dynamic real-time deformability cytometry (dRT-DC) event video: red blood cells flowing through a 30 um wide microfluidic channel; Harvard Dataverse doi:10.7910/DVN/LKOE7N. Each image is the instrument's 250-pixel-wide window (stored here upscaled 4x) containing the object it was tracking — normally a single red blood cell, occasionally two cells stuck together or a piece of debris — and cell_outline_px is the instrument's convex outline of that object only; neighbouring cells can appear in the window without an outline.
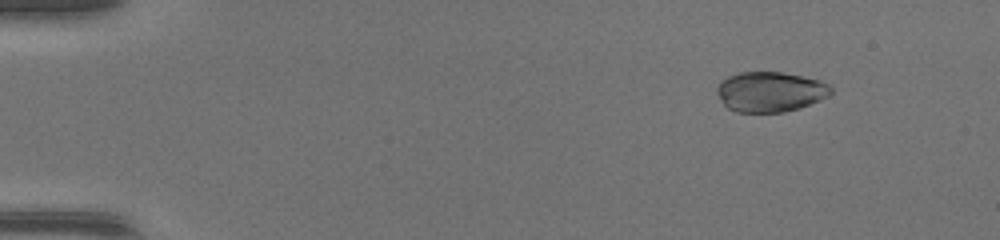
{"species": "common noctule bat (a hibernating species)", "species_latin": "Nyctalus noctula", "temperature_condition": "warm", "stored_images_in_passage": 47, "camera_frame_rate_fps": 3000, "um_per_image_px": 0.085, "animal": {"sex": "female", "body_mass_g": 17.0, "forearm_length_mm": 48.0}, "frame": {"image": 1, "passage_image": 6, "time_ms": 1.667, "image_size_px": [1000, 240], "cell_outline_px": [[832, 92], [828, 96], [820, 100], [800, 108], [784, 112], [736, 112], [728, 108], [724, 104], [716, 92], [716, 88], [720, 80], [728, 76], [740, 72], [780, 72], [820, 80], [828, 84], [832, 88]], "centroid_in_image_um": [65.45, 7.8], "position_along_channel_um": 19.5, "area_um2": 26.7}}
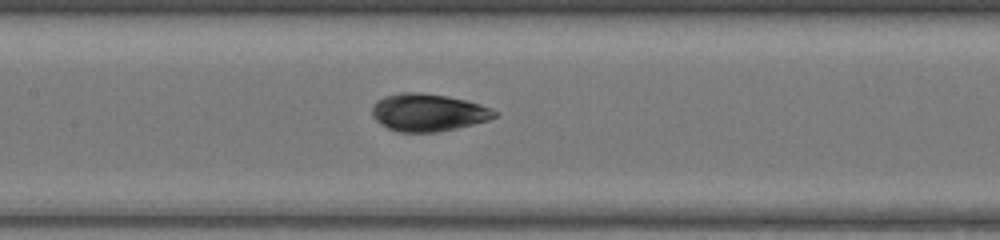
{"frame": {"image": 2, "passage_image": 24, "time_ms": 7.667, "image_size_px": [1000, 240], "cell_outline_px": [[500, 112], [496, 116], [488, 120], [456, 128], [436, 132], [400, 132], [388, 128], [380, 124], [372, 116], [372, 104], [376, 100], [384, 96], [400, 92], [420, 92], [448, 96], [480, 104], [492, 108]], "centroid_in_image_um": [36.37, 9.55], "position_along_channel_um": 171.0, "area_um2": 26.93}}
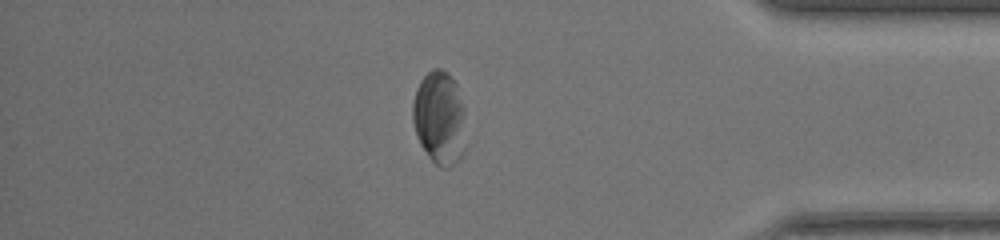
{"frame": {"image": 3, "passage_image": 41, "time_ms": 13.333, "image_size_px": [1000, 240], "cell_outline_px": [[464, 152], [460, 160], [448, 168], [440, 168], [428, 156], [420, 144], [416, 136], [412, 120], [412, 104], [416, 88], [420, 80], [432, 68], [440, 68], [448, 72], [456, 84], [464, 108]], "centroid_in_image_um": [37.34, 10.03], "position_along_channel_um": 397.9, "area_um2": 29.25}}